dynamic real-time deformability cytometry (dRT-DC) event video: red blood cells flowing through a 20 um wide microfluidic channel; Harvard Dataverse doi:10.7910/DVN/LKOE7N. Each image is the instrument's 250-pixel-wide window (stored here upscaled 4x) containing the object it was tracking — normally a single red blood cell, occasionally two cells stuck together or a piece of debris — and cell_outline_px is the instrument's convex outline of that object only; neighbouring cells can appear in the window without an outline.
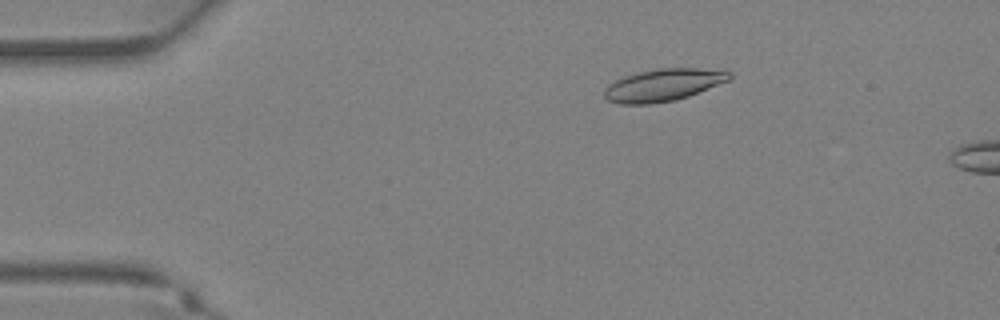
{"species": "Egyptian fruit bat (a non-hibernating species)", "species_latin": "Rousettus aegyptiacus", "temperature_condition": "warm", "stored_images_in_passage": 10, "camera_frame_rate_fps": 3000, "um_per_image_px": 0.085, "animal": {"sex": "female"}, "frame": {"image": 1, "passage_image": 7, "time_ms": 2.0, "image_size_px": [1000, 320], "cell_outline_px": [[732, 76], [728, 80], [688, 96], [676, 100], [648, 104], [620, 104], [608, 100], [604, 96], [604, 88], [608, 84], [624, 76], [656, 68], [700, 68], [732, 72]], "centroid_in_image_um": [56.34, 7.22], "position_along_channel_um": 28.7, "area_um2": 23.35}}